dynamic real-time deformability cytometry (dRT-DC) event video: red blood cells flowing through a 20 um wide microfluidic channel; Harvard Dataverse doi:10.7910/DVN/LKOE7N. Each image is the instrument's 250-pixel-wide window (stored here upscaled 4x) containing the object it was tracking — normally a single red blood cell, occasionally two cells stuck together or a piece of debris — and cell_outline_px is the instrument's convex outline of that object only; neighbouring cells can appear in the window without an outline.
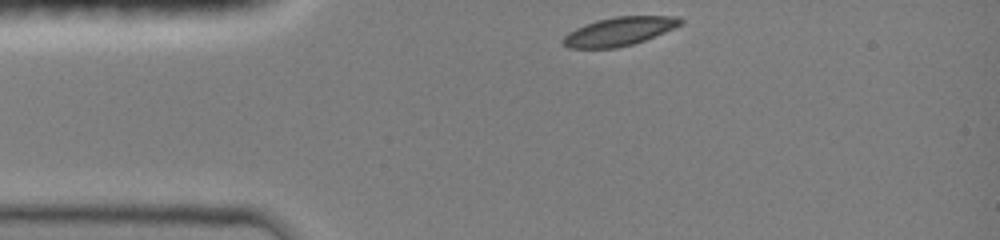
{"species": "common noctule bat (a hibernating species)", "species_latin": "Nyctalus noctula", "temperature_condition": "room temperature", "stored_images_in_passage": 33, "camera_frame_rate_fps": 3000, "um_per_image_px": 0.085, "animal": {"sex": "female", "body_mass_g": 19.0, "forearm_length_mm": 51.5}, "frame": {"image": 1, "passage_image": 1, "time_ms": 0.0, "image_size_px": [1000, 240], "cell_outline_px": [[684, 24], [644, 40], [632, 44], [616, 48], [568, 48], [560, 40], [568, 32], [584, 24], [596, 20], [616, 16], [676, 16], [684, 20]], "centroid_in_image_um": [52.62, 2.66], "position_along_channel_um": 32.4, "area_um2": 19.59}}
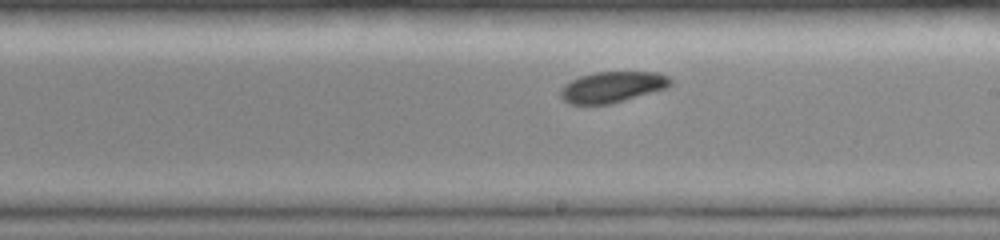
{"frame": {"image": 2, "passage_image": 19, "time_ms": 6.0, "image_size_px": [1000, 240], "cell_outline_px": [[672, 84], [668, 88], [608, 104], [568, 104], [560, 96], [560, 88], [564, 84], [580, 76], [596, 72], [660, 72], [668, 76], [672, 80]], "centroid_in_image_um": [52.06, 7.39], "position_along_channel_um": 236.9, "area_um2": 19.83}}
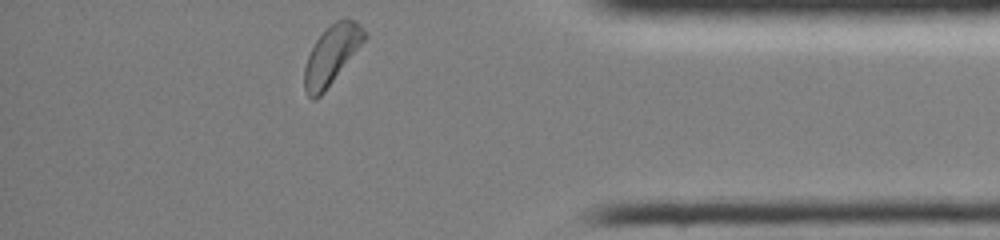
{"frame": {"image": 3, "passage_image": 33, "time_ms": 10.667, "image_size_px": [1000, 240], "cell_outline_px": [[368, 36], [324, 92], [320, 96], [312, 100], [304, 92], [304, 68], [308, 56], [316, 40], [336, 20], [344, 16], [348, 16], [356, 20], [368, 32]], "centroid_in_image_um": [28.21, 4.63], "position_along_channel_um": 407.0, "area_um2": 20.58}, "authors_computed_cell_mechanics": {"area_um2": 20.1722, "velocity_mm_per_s": 3.9721, "shape_relaxation_time_tau1_ms": 1.4678, "shape_relaxation_time_tau2_ms": null, "deformation_change_tau1": 0.0715, "deformation_change_tau2": null}}